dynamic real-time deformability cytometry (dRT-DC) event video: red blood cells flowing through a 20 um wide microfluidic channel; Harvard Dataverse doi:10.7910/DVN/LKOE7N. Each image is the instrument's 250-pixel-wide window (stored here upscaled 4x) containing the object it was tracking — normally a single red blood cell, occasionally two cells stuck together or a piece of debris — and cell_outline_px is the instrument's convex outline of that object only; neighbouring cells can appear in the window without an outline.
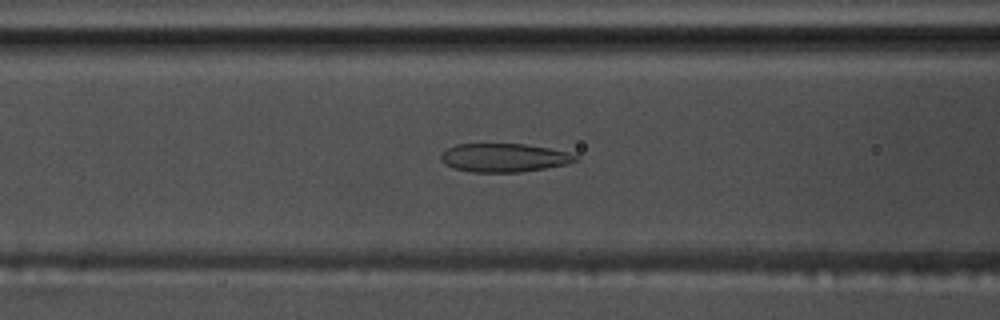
{"species": "common noctule bat (a hibernating species)", "species_latin": "Nyctalus noctula", "temperature_condition": "warm", "stored_images_in_passage": 44, "camera_frame_rate_fps": 3000, "um_per_image_px": 0.085, "animal": {"sex": "male", "body_mass_g": 17.5, "forearm_length_mm": 52.3}, "frame": {"image": 1, "passage_image": 11, "time_ms": 3.333, "image_size_px": [1000, 320], "cell_outline_px": [[576, 160], [568, 164], [520, 172], [472, 172], [452, 168], [444, 164], [440, 160], [440, 156], [448, 148], [456, 144], [524, 144], [548, 148], [568, 152], [576, 156]], "centroid_in_image_um": [42.8, 13.41], "position_along_channel_um": 123.8, "area_um2": 22.25}}
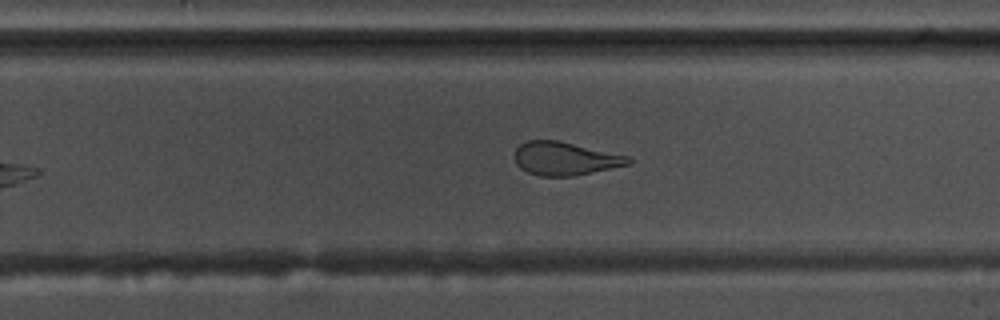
{"frame": {"image": 2, "passage_image": 24, "time_ms": 7.667, "image_size_px": [1000, 320], "cell_outline_px": [[632, 164], [572, 176], [540, 176], [528, 172], [520, 168], [516, 164], [512, 156], [516, 148], [520, 144], [528, 140], [556, 140], [628, 156], [632, 160]], "centroid_in_image_um": [47.98, 13.48], "position_along_channel_um": 281.8, "area_um2": 22.02}}
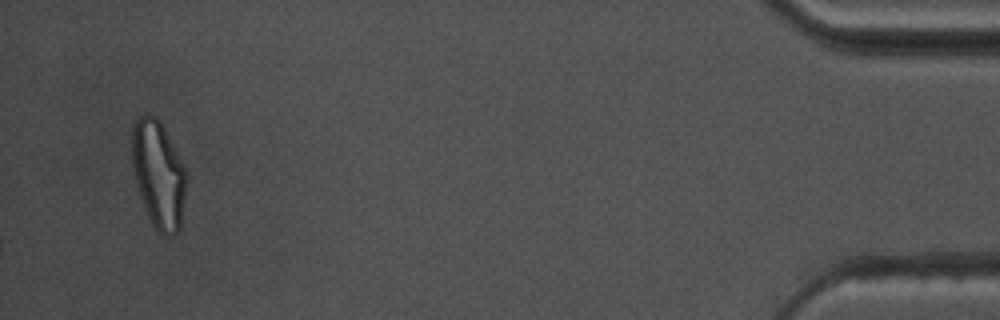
{"frame": {"image": 3, "passage_image": 42, "time_ms": 13.667, "image_size_px": [1000, 320], "cell_outline_px": [[184, 196], [180, 228], [172, 236], [164, 236], [156, 232], [148, 216], [140, 196], [132, 168], [132, 124], [144, 112], [148, 112], [156, 116], [160, 120], [184, 164]], "centroid_in_image_um": [13.43, 14.78], "position_along_channel_um": 421.8, "area_um2": 33.99}, "authors_computed_cell_mechanics": {"area_um2": 24.2182, "velocity_mm_per_s": 3.6545, "shape_relaxation_time_tau1_ms": null, "shape_relaxation_time_tau2_ms": 1.8169, "deformation_change_tau1": null, "deformation_change_tau2": 0.1007}}